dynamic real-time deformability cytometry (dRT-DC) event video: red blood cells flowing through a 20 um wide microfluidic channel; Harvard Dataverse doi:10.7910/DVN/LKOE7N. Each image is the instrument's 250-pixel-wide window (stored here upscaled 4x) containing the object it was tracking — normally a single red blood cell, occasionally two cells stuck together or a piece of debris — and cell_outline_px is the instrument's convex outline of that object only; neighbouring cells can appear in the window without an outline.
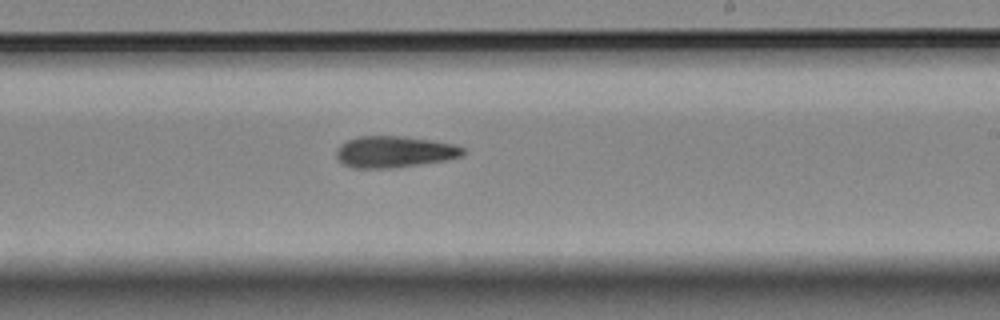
{"species": "Egyptian fruit bat (a non-hibernating species)", "species_latin": "Rousettus aegyptiacus", "temperature_condition": "room temperature", "stored_images_in_passage": 7, "camera_frame_rate_fps": 3000, "um_per_image_px": 0.085, "animal": {"sex": "female"}, "frame": {"image": 1, "passage_image": 7, "time_ms": 2.0, "image_size_px": [1000, 320], "cell_outline_px": [[464, 152], [460, 156], [444, 160], [420, 164], [392, 168], [352, 168], [336, 160], [336, 148], [340, 144], [348, 140], [360, 136], [400, 136], [428, 140], [452, 144], [464, 148]], "centroid_in_image_um": [33.43, 12.91], "position_along_channel_um": 255.6, "area_um2": 23.0}}